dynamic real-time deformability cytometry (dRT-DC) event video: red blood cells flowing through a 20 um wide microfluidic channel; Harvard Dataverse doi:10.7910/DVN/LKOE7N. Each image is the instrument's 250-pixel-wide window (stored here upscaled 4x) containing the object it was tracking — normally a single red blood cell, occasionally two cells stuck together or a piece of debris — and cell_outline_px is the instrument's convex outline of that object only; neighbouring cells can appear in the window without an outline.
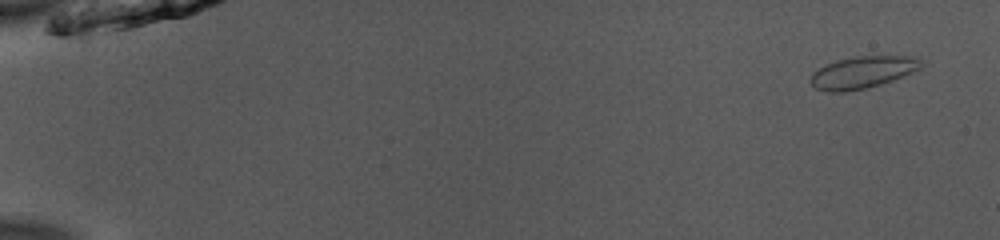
{"species": "common noctule bat (a hibernating species)", "species_latin": "Nyctalus noctula", "temperature_condition": "room temperature", "stored_images_in_passage": 52, "camera_frame_rate_fps": 3000, "um_per_image_px": 0.085, "animal": {"sex": "male", "body_mass_g": 13.0, "forearm_length_mm": 53.1}, "frame": {"image": 1, "passage_image": 3, "time_ms": 0.667, "image_size_px": [1000, 240], "cell_outline_px": [[924, 64], [920, 68], [912, 72], [892, 80], [880, 84], [864, 88], [844, 92], [828, 92], [816, 88], [808, 80], [812, 72], [836, 60], [856, 56], [920, 56]], "centroid_in_image_um": [73.33, 6.13], "position_along_channel_um": 11.7, "area_um2": 20.63}}
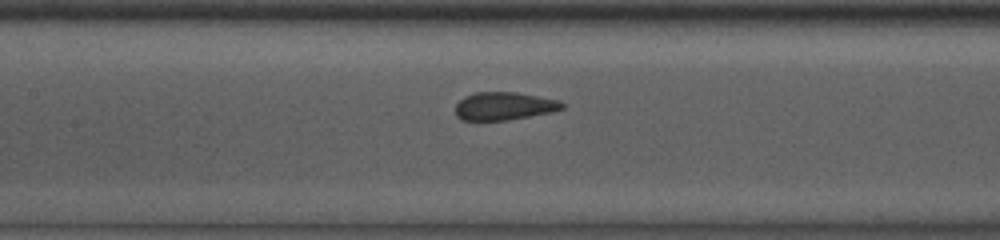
{"frame": {"image": 2, "passage_image": 26, "time_ms": 8.333, "image_size_px": [1000, 240], "cell_outline_px": [[564, 108], [552, 112], [508, 120], [460, 120], [456, 116], [456, 104], [464, 96], [476, 92], [516, 92], [560, 100], [564, 104]], "centroid_in_image_um": [42.85, 9.01], "position_along_channel_um": 164.6, "area_um2": 17.46}}
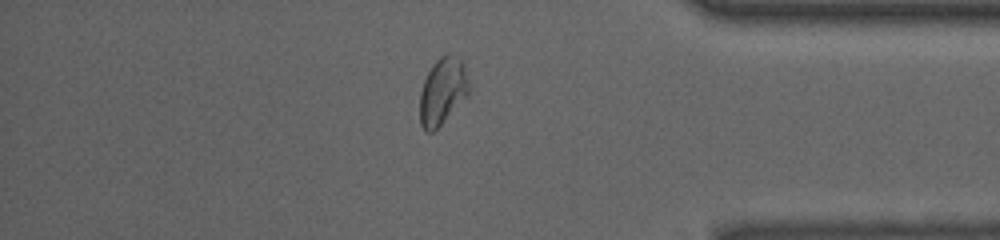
{"frame": {"image": 3, "passage_image": 45, "time_ms": 14.667, "image_size_px": [1000, 240], "cell_outline_px": [[468, 92], [440, 124], [432, 132], [424, 132], [420, 124], [420, 92], [424, 80], [432, 64], [440, 56], [448, 52], [460, 60], [464, 64], [468, 84]], "centroid_in_image_um": [37.57, 7.72], "position_along_channel_um": 397.6, "area_um2": 18.55}}